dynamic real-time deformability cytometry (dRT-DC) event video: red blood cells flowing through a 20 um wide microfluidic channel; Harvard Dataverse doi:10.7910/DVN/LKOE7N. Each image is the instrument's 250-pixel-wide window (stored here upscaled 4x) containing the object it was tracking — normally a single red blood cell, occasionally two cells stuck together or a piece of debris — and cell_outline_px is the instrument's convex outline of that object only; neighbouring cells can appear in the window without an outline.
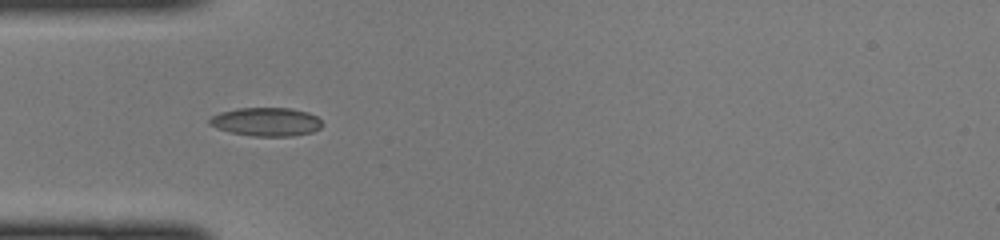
{"species": "common noctule bat (a hibernating species)", "species_latin": "Nyctalus noctula", "temperature_condition": "cold", "stored_images_in_passage": 14, "camera_frame_rate_fps": 3000, "um_per_image_px": 0.085, "animal": {"sex": "female", "body_mass_g": 22.0, "forearm_length_mm": 56.7}, "frame": {"image": 1, "passage_image": 5, "time_ms": 1.333, "image_size_px": [1000, 240], "cell_outline_px": [[324, 124], [320, 128], [312, 132], [292, 136], [252, 136], [232, 132], [216, 128], [208, 124], [208, 120], [212, 116], [220, 112], [236, 108], [292, 108], [308, 112], [316, 116]], "centroid_in_image_um": [22.63, 10.35], "position_along_channel_um": 62.4, "area_um2": 18.84}}
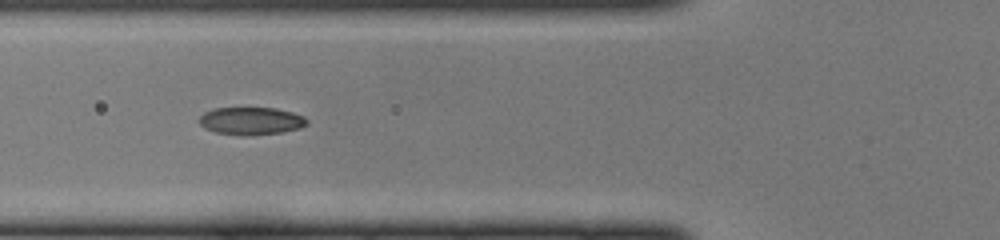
{"frame": {"image": 2, "passage_image": 8, "time_ms": 2.333, "image_size_px": [1000, 240], "cell_outline_px": [[308, 124], [300, 128], [280, 132], [244, 136], [216, 132], [204, 128], [196, 120], [204, 112], [212, 108], [276, 108], [292, 112], [304, 116], [308, 120]], "centroid_in_image_um": [21.32, 10.27], "position_along_channel_um": 104.5, "area_um2": 17.46}}